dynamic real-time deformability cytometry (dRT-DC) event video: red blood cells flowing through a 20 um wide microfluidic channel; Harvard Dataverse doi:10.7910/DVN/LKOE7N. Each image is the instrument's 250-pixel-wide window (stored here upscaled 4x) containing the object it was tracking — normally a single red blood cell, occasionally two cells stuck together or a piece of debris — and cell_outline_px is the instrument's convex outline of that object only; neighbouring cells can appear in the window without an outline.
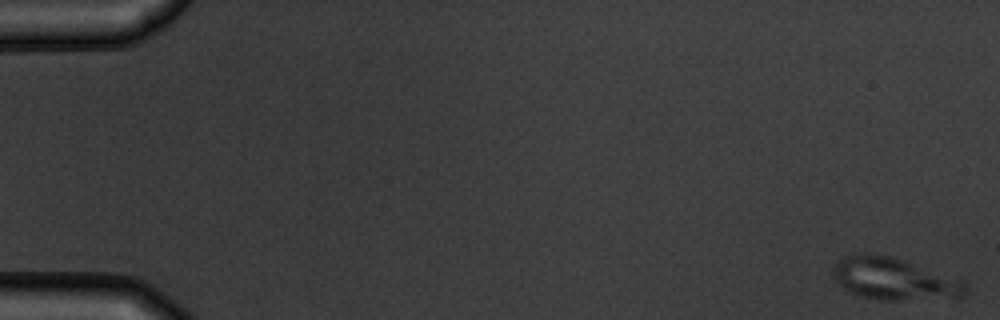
{"species": "common noctule bat (a hibernating species)", "species_latin": "Nyctalus noctula", "temperature_condition": "warm", "stored_images_in_passage": 7, "camera_frame_rate_fps": 3000, "um_per_image_px": 0.085, "animal": {"sex": "male", "body_mass_g": 19.5, "forearm_length_mm": 54.6}, "frame": {"image": 1, "passage_image": 1, "time_ms": 0.0, "image_size_px": [1000, 320], "cell_outline_px": [[964, 296], [900, 300], [880, 300], [860, 296], [844, 288], [836, 280], [832, 268], [832, 264], [844, 256], [852, 252], [868, 252], [888, 256], [904, 260], [960, 280], [964, 284]], "centroid_in_image_um": [75.87, 23.67], "position_along_channel_um": 9.1, "area_um2": 32.02}}